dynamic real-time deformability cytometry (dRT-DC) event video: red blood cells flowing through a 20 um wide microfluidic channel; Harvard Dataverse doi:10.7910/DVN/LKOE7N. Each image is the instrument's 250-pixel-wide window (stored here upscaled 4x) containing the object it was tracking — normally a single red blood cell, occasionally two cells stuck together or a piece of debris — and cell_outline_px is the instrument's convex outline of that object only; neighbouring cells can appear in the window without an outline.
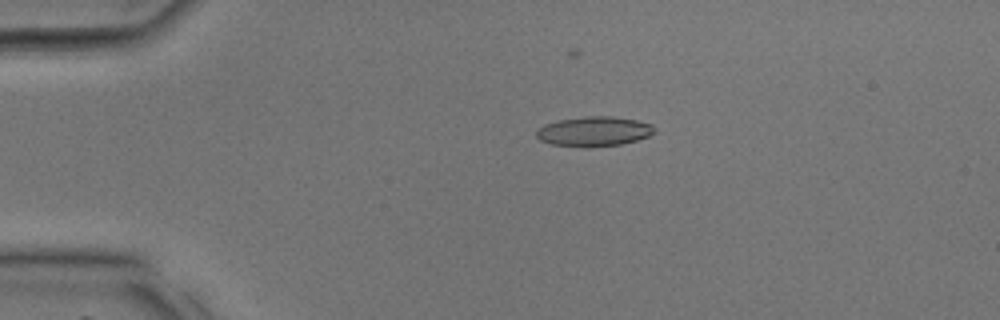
{"species": "common noctule bat (a hibernating species)", "species_latin": "Nyctalus noctula", "temperature_condition": "room temperature", "stored_images_in_passage": 37, "camera_frame_rate_fps": 3000, "um_per_image_px": 0.085, "animal": {"sex": "male", "body_mass_g": 17.9, "forearm_length_mm": 54.2}, "frame": {"image": 1, "passage_image": 8, "time_ms": 2.333, "image_size_px": [1000, 320], "cell_outline_px": [[656, 132], [648, 136], [636, 140], [620, 144], [552, 144], [540, 140], [536, 136], [536, 132], [544, 124], [560, 120], [584, 116], [612, 116], [636, 120], [652, 124], [656, 128]], "centroid_in_image_um": [50.54, 11.11], "position_along_channel_um": 34.5, "area_um2": 19.54}}
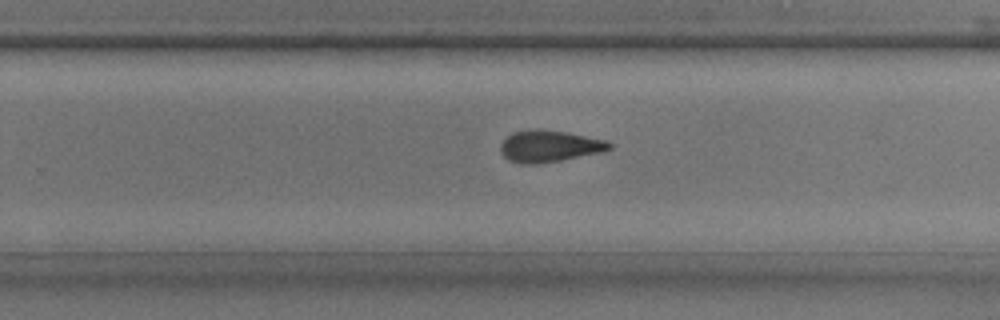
{"frame": {"image": 2, "passage_image": 24, "time_ms": 7.667, "image_size_px": [1000, 320], "cell_outline_px": [[612, 148], [604, 152], [560, 160], [536, 164], [520, 164], [508, 160], [500, 152], [500, 144], [512, 132], [536, 128], [540, 128], [568, 132], [608, 140], [612, 144]], "centroid_in_image_um": [46.71, 12.41], "position_along_channel_um": 283.1, "area_um2": 20.46}}
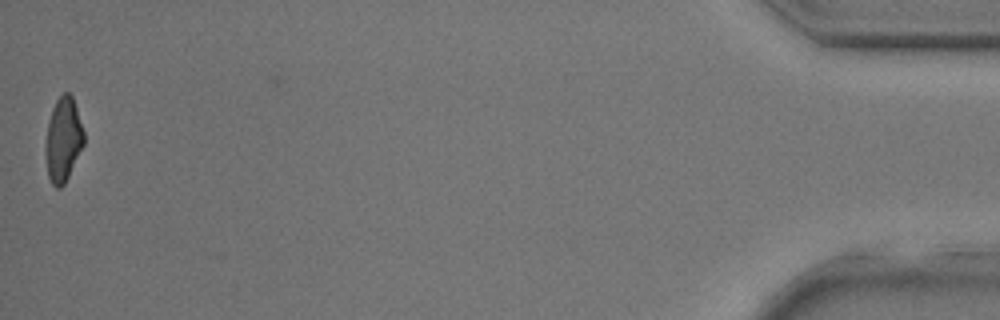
{"frame": {"image": 3, "passage_image": 37, "time_ms": 12.0, "image_size_px": [1000, 320], "cell_outline_px": [[84, 144], [64, 184], [60, 188], [56, 188], [52, 184], [48, 176], [44, 152], [44, 144], [48, 120], [52, 108], [56, 100], [64, 92], [68, 92], [72, 96], [84, 132]], "centroid_in_image_um": [5.34, 11.87], "position_along_channel_um": 429.9, "area_um2": 18.9}}